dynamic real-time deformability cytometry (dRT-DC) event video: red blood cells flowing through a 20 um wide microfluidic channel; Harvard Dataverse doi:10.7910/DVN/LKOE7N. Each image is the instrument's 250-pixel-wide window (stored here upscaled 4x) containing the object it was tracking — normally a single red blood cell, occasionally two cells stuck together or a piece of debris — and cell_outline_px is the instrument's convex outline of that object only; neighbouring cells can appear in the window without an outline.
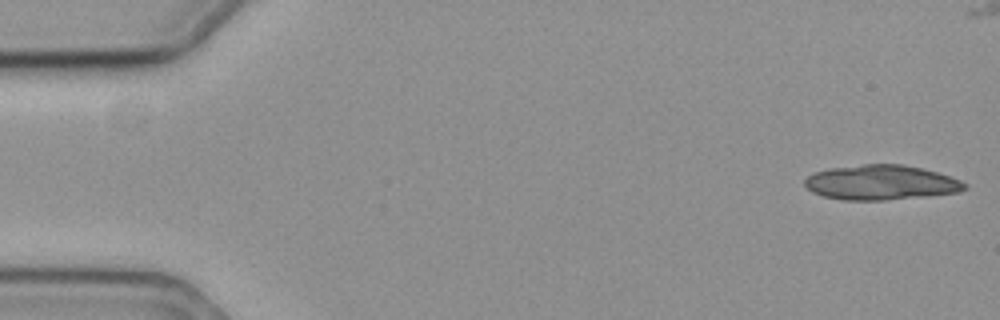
{"species": "common noctule bat (a hibernating species)", "species_latin": "Nyctalus noctula", "temperature_condition": "cold", "stored_images_in_passage": 15, "camera_frame_rate_fps": 3000, "um_per_image_px": 0.085, "animal": {"sex": "female", "body_mass_g": 19.3, "forearm_length_mm": 54.1}, "frame": {"image": 1, "passage_image": 1, "time_ms": 0.0, "image_size_px": [1000, 320], "cell_outline_px": [[968, 188], [956, 192], [924, 196], [884, 200], [840, 200], [824, 196], [812, 192], [804, 184], [804, 180], [808, 176], [816, 172], [828, 168], [864, 164], [904, 164], [936, 172], [960, 180], [968, 184]], "centroid_in_image_um": [74.86, 15.51], "position_along_channel_um": 10.1, "area_um2": 32.31}}